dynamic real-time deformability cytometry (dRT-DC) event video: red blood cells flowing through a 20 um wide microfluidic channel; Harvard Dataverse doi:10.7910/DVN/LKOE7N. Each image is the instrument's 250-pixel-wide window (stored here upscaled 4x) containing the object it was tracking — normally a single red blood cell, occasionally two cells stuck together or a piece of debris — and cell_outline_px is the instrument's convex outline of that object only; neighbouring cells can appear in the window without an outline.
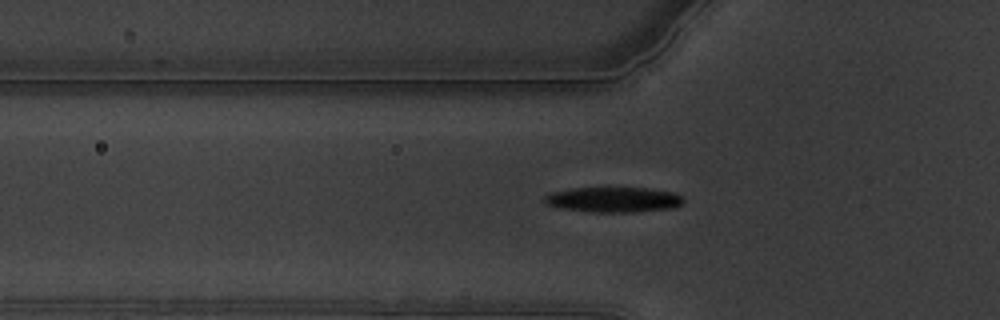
{"species": "common noctule bat (a hibernating species)", "species_latin": "Nyctalus noctula", "temperature_condition": "warm", "stored_images_in_passage": 39, "camera_frame_rate_fps": 3000, "um_per_image_px": 0.085, "animal": {"sex": "male", "body_mass_g": 19.5, "forearm_length_mm": 54.6}, "frame": {"image": 1, "passage_image": 4, "time_ms": 1.0, "image_size_px": [1000, 320], "cell_outline_px": [[684, 200], [680, 204], [672, 208], [636, 212], [592, 212], [564, 208], [548, 204], [544, 200], [544, 196], [552, 192], [572, 188], [648, 188], [676, 192]], "centroid_in_image_um": [52.18, 16.96], "position_along_channel_um": 73.6, "area_um2": 20.23}}
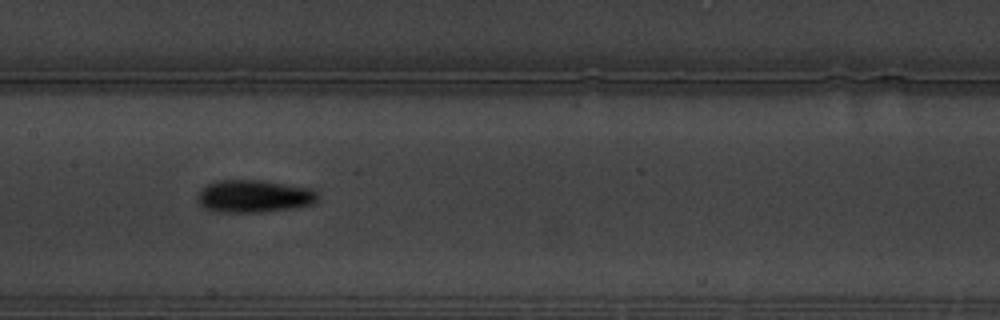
{"frame": {"image": 2, "passage_image": 14, "time_ms": 4.333, "image_size_px": [1000, 320], "cell_outline_px": [[320, 196], [312, 204], [292, 208], [260, 212], [220, 212], [204, 208], [200, 204], [196, 196], [208, 184], [216, 180], [260, 180], [312, 188]], "centroid_in_image_um": [21.6, 16.67], "position_along_channel_um": 185.8, "area_um2": 22.72}}
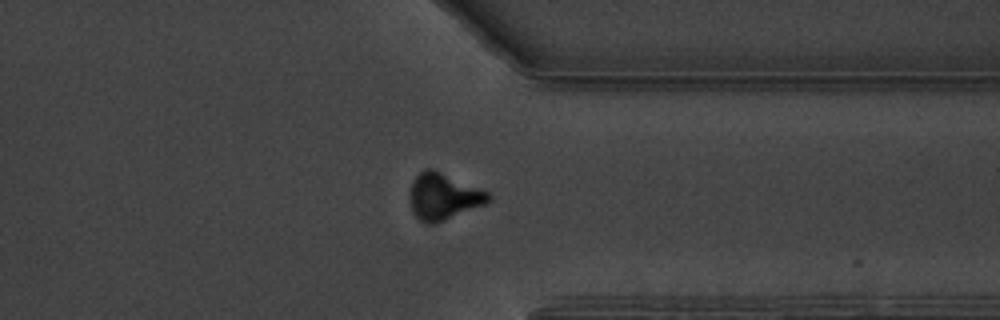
{"frame": {"image": 3, "passage_image": 31, "time_ms": 10.0, "image_size_px": [1000, 320], "cell_outline_px": [[492, 200], [484, 204], [436, 224], [428, 224], [420, 220], [412, 212], [408, 196], [408, 192], [412, 180], [424, 168], [432, 168], [488, 192], [492, 196]], "centroid_in_image_um": [37.64, 16.7], "position_along_channel_um": 373.8, "area_um2": 21.44}}